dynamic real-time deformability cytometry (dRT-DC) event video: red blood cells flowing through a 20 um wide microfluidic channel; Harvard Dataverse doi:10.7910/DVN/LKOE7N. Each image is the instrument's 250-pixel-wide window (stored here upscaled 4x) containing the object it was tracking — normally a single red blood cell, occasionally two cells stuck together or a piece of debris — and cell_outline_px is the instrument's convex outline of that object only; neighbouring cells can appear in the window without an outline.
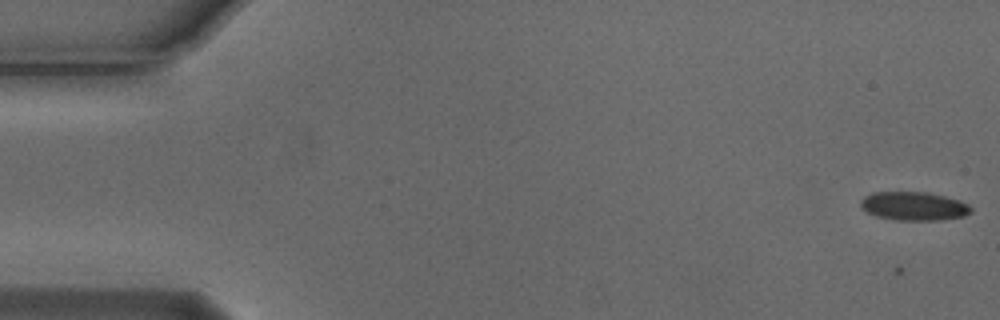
{"species": "Egyptian fruit bat (a non-hibernating species)", "species_latin": "Rousettus aegyptiacus", "temperature_condition": "cold", "stored_images_in_passage": 57, "camera_frame_rate_fps": 3000, "um_per_image_px": 0.085, "animal": {"sex": "male"}, "frame": {"image": 1, "passage_image": 4, "time_ms": 1.0, "image_size_px": [1000, 320], "cell_outline_px": [[972, 212], [964, 216], [940, 220], [896, 220], [876, 216], [860, 208], [860, 200], [864, 196], [872, 192], [928, 192], [960, 200], [968, 204], [972, 208]], "centroid_in_image_um": [77.67, 17.51], "position_along_channel_um": 7.3, "area_um2": 18.55}}
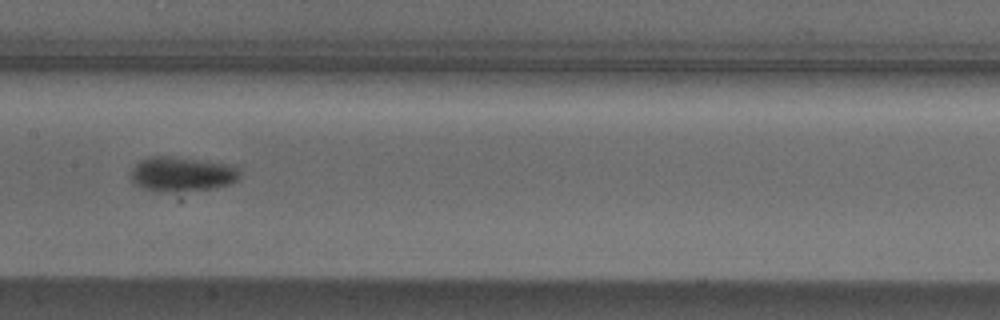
{"frame": {"image": 2, "passage_image": 30, "time_ms": 9.667, "image_size_px": [1000, 320], "cell_outline_px": [[240, 176], [232, 184], [208, 188], [172, 192], [160, 192], [144, 188], [132, 184], [132, 168], [140, 160], [148, 156], [172, 156], [224, 164], [240, 168]], "centroid_in_image_um": [15.42, 14.8], "position_along_channel_um": 192.0, "area_um2": 21.85}}
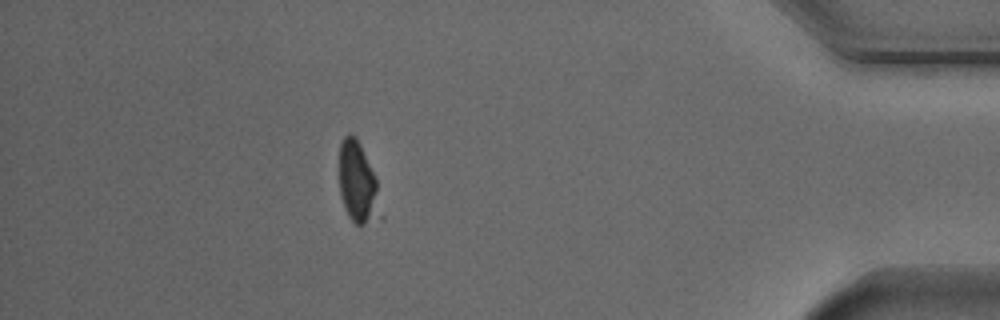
{"frame": {"image": 3, "passage_image": 51, "time_ms": 16.667, "image_size_px": [1000, 320], "cell_outline_px": [[384, 220], [364, 224], [356, 224], [348, 216], [340, 196], [340, 144], [344, 136], [348, 132], [352, 132], [356, 136], [360, 144], [376, 180], [384, 216]], "centroid_in_image_um": [30.46, 15.61], "position_along_channel_um": 404.7, "area_um2": 19.83}, "authors_computed_cell_mechanics": {"area_um2": 20.0566, "velocity_mm_per_s": 3.7632, "shape_relaxation_time_tau1_ms": 3.6462, "shape_relaxation_time_tau2_ms": null, "deformation_change_tau1": 0.1031, "deformation_change_tau2": null}}